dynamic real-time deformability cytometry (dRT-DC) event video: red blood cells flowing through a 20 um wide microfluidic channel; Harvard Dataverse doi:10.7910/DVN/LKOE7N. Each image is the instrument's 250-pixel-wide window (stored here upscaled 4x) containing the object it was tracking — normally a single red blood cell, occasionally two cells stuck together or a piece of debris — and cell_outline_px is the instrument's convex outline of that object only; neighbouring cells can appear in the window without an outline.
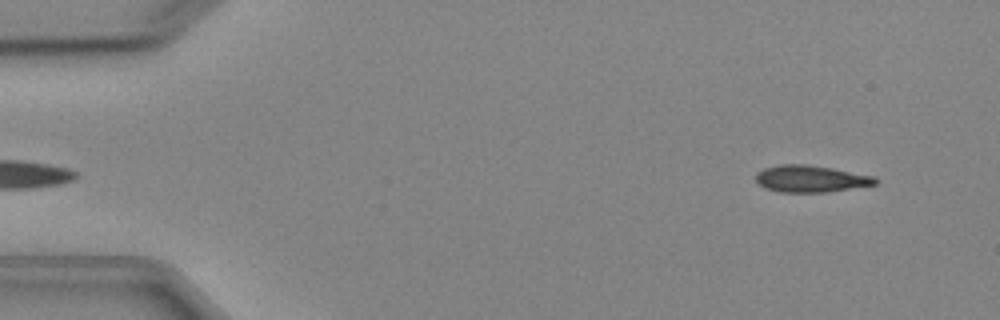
{"species": "Egyptian fruit bat (a non-hibernating species)", "species_latin": "Rousettus aegyptiacus", "temperature_condition": "cold", "stored_images_in_passage": 4, "camera_frame_rate_fps": 3000, "um_per_image_px": 0.085, "animal": {"sex": "female"}, "frame": {"image": 1, "passage_image": 4, "time_ms": 4.333, "image_size_px": [1000, 320], "cell_outline_px": [[880, 180], [876, 184], [828, 192], [780, 192], [764, 188], [756, 180], [756, 172], [764, 168], [780, 164], [804, 164], [832, 168], [876, 176]], "centroid_in_image_um": [68.93, 15.19], "position_along_channel_um": 16.1, "area_um2": 18.79}}